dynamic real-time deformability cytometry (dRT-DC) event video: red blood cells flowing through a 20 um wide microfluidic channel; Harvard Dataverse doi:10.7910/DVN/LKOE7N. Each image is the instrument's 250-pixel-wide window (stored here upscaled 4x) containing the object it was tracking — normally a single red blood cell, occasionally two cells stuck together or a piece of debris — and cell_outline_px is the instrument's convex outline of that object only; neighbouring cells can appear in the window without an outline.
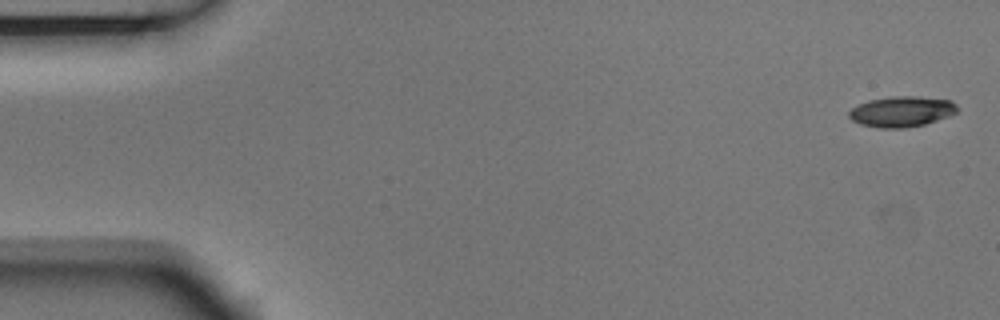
{"species": "Egyptian fruit bat (a non-hibernating species)", "species_latin": "Rousettus aegyptiacus", "temperature_condition": "room temperature", "stored_images_in_passage": 5, "camera_frame_rate_fps": 3000, "um_per_image_px": 0.085, "animal": {"sex": "male"}, "frame": {"image": 1, "passage_image": 1, "time_ms": 0.0, "image_size_px": [1000, 320], "cell_outline_px": [[960, 108], [956, 112], [948, 116], [924, 124], [904, 128], [880, 128], [860, 124], [852, 120], [848, 116], [848, 112], [852, 108], [868, 100], [888, 96], [920, 96], [952, 100]], "centroid_in_image_um": [76.65, 9.47], "position_along_channel_um": 8.4, "area_um2": 19.42}}
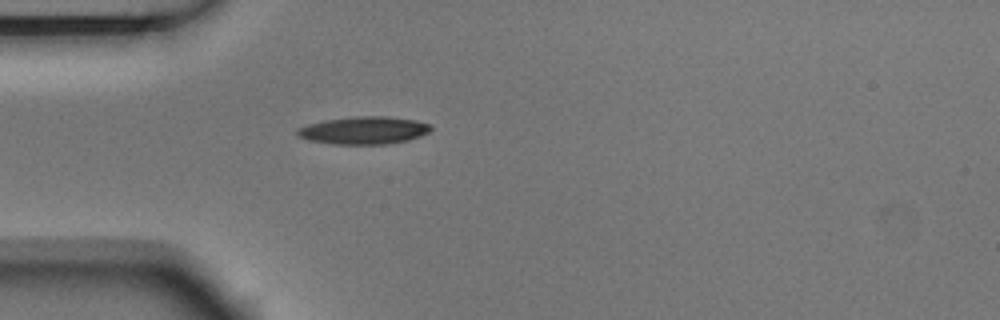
{"frame": {"image": 2, "passage_image": 5, "time_ms": 1.333, "image_size_px": [1000, 320], "cell_outline_px": [[432, 128], [428, 132], [420, 136], [408, 140], [388, 144], [332, 144], [308, 140], [296, 136], [296, 128], [308, 124], [324, 120], [356, 116], [388, 116], [416, 120], [432, 124]], "centroid_in_image_um": [30.91, 11.08], "position_along_channel_um": 54.1, "area_um2": 21.73}}